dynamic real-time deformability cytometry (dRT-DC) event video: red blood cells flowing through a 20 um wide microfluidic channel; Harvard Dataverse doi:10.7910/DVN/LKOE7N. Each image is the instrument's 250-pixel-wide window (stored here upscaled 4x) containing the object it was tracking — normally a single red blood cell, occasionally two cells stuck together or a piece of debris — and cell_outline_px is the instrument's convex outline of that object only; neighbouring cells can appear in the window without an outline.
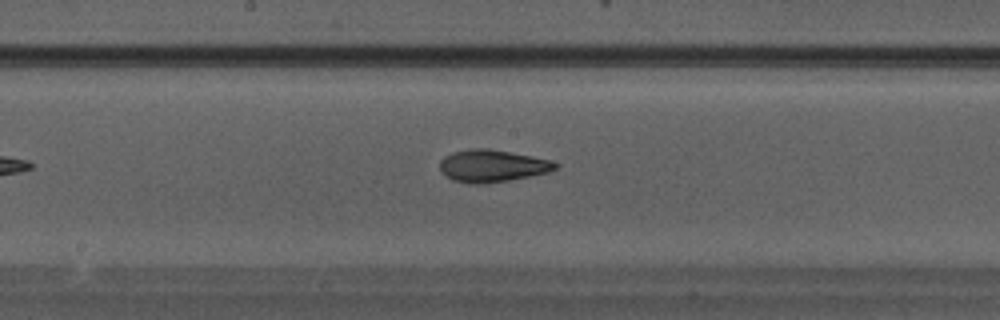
{"species": "Egyptian fruit bat (a non-hibernating species)", "species_latin": "Rousettus aegyptiacus", "temperature_condition": "warm", "stored_images_in_passage": 24, "camera_frame_rate_fps": 3000, "um_per_image_px": 0.085, "animal": {"sex": "male"}, "frame": {"image": 1, "passage_image": 11, "time_ms": 3.333, "image_size_px": [1000, 320], "cell_outline_px": [[560, 168], [548, 172], [508, 180], [480, 184], [472, 184], [452, 180], [440, 172], [440, 160], [444, 156], [452, 152], [472, 148], [488, 148], [532, 156], [548, 160], [560, 164]], "centroid_in_image_um": [41.81, 14.09], "position_along_channel_um": 206.4, "area_um2": 21.73}}